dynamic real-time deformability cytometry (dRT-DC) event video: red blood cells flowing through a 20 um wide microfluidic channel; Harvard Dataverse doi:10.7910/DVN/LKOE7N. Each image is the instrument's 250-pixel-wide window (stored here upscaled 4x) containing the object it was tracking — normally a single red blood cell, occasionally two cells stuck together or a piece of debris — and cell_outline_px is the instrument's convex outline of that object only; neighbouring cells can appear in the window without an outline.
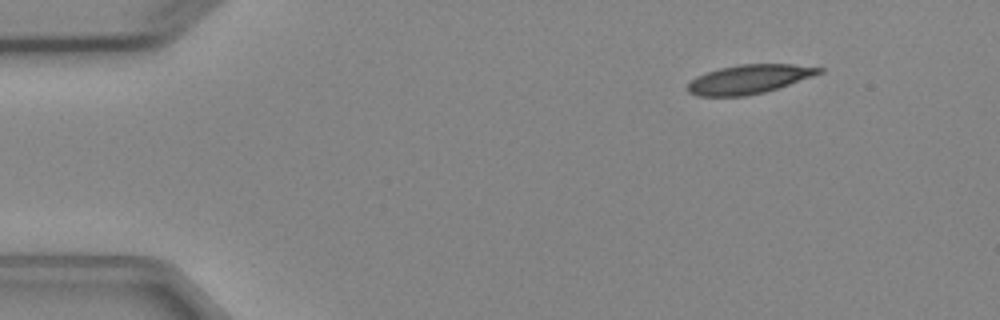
{"species": "Egyptian fruit bat (a non-hibernating species)", "species_latin": "Rousettus aegyptiacus", "temperature_condition": "cold", "stored_images_in_passage": 4, "segment_of_instrument_passage": [1, 2], "camera_frame_rate_fps": 3000, "um_per_image_px": 0.085, "animal": {"sex": "female"}, "frame": {"image": 1, "passage_image": 1, "time_ms": 0.0, "image_size_px": [1000, 320], "cell_outline_px": [[824, 72], [764, 92], [744, 96], [696, 96], [688, 92], [688, 84], [696, 76], [720, 68], [740, 64], [792, 64], [824, 68]], "centroid_in_image_um": [63.65, 6.73], "position_along_channel_um": 21.3, "area_um2": 21.91}}
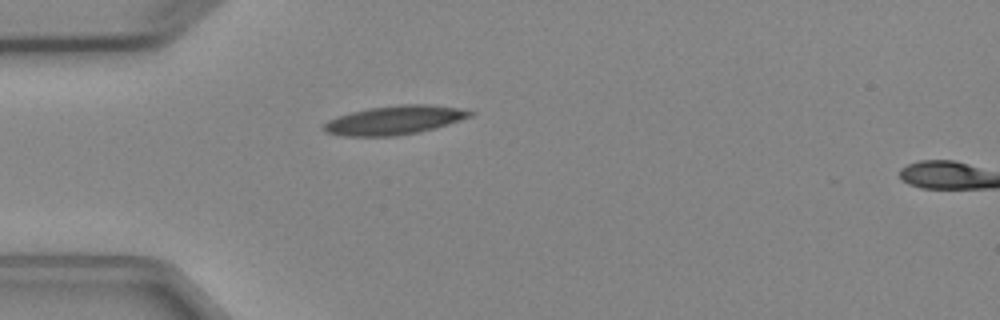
{"frame": {"image": 2, "passage_image": 3, "time_ms": 2.667, "image_size_px": [1000, 320], "cell_outline_px": [[476, 112], [472, 116], [436, 128], [420, 132], [396, 136], [344, 136], [324, 132], [320, 128], [328, 120], [336, 116], [368, 108], [400, 104], [428, 104], [456, 108]], "centroid_in_image_um": [33.5, 10.22], "position_along_channel_um": 51.5, "area_um2": 24.74}}